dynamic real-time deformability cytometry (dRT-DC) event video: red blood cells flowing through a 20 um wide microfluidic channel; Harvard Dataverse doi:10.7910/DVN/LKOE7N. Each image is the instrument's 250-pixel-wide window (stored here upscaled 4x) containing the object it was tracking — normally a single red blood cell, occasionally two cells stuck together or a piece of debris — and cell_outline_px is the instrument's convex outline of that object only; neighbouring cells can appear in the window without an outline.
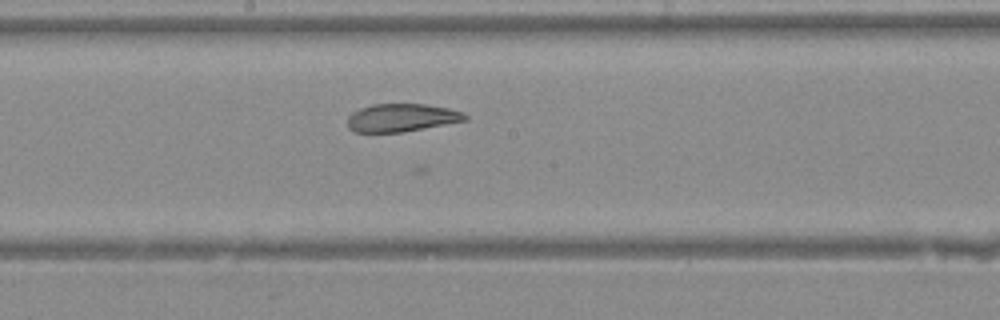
{"species": "Egyptian fruit bat (a non-hibernating species)", "species_latin": "Rousettus aegyptiacus", "temperature_condition": "warm", "stored_images_in_passage": 20, "camera_frame_rate_fps": 3000, "um_per_image_px": 0.085, "animal": {"sex": "female"}, "frame": {"image": 1, "passage_image": 11, "time_ms": 3.333, "image_size_px": [1000, 320], "cell_outline_px": [[468, 120], [404, 132], [356, 132], [348, 128], [348, 116], [352, 112], [360, 108], [372, 104], [424, 104], [448, 108], [464, 112], [468, 116]], "centroid_in_image_um": [34.15, 10.0], "position_along_channel_um": 214.0, "area_um2": 19.25}}
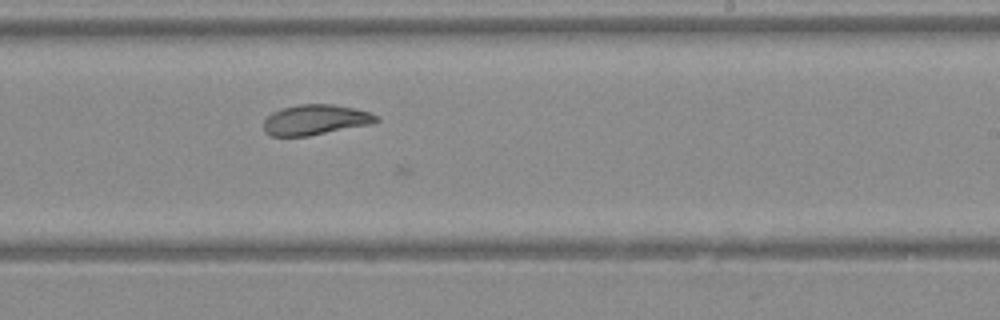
{"frame": {"image": 2, "passage_image": 14, "time_ms": 4.333, "image_size_px": [1000, 320], "cell_outline_px": [[380, 120], [372, 124], [308, 136], [272, 136], [264, 132], [264, 120], [272, 112], [280, 108], [300, 104], [332, 104], [372, 112], [380, 116]], "centroid_in_image_um": [26.83, 10.18], "position_along_channel_um": 262.2, "area_um2": 20.06}}
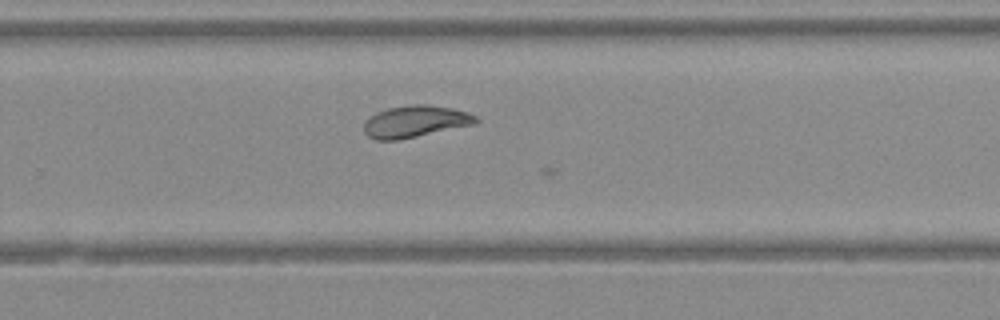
{"frame": {"image": 3, "passage_image": 16, "time_ms": 5.0, "image_size_px": [1000, 320], "cell_outline_px": [[480, 120], [476, 124], [396, 140], [376, 140], [368, 136], [364, 132], [364, 120], [368, 116], [384, 108], [416, 104], [428, 104], [452, 108], [468, 112], [476, 116]], "centroid_in_image_um": [35.27, 10.31], "position_along_channel_um": 294.5, "area_um2": 20.92}}